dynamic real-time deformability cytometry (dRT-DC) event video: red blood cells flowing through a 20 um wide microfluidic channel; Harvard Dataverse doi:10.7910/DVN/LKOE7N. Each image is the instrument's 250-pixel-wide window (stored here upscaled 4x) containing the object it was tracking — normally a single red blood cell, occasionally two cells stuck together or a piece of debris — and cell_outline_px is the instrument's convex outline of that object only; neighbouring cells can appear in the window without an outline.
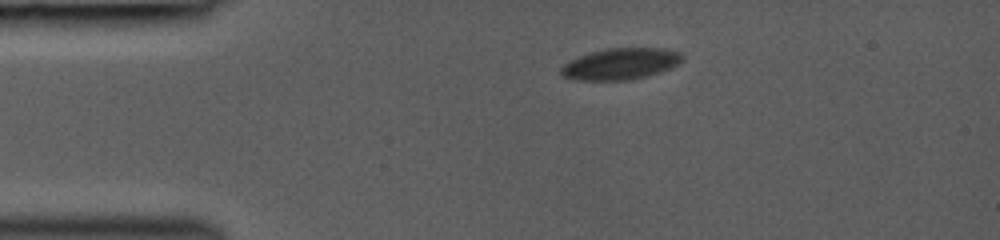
{"species": "common noctule bat (a hibernating species)", "species_latin": "Nyctalus noctula", "temperature_condition": "room temperature", "stored_images_in_passage": 8, "camera_frame_rate_fps": 3000, "um_per_image_px": 0.085, "animal": {"sex": "female", "body_mass_g": 19.0, "forearm_length_mm": 53.3}, "frame": {"image": 1, "passage_image": 1, "time_ms": 0.0, "image_size_px": [1000, 240], "cell_outline_px": [[684, 60], [680, 64], [648, 76], [628, 80], [572, 80], [564, 76], [560, 72], [560, 68], [564, 64], [580, 56], [592, 52], [608, 48], [664, 48], [680, 52], [684, 56]], "centroid_in_image_um": [52.79, 5.43], "position_along_channel_um": 32.2, "area_um2": 22.2}}
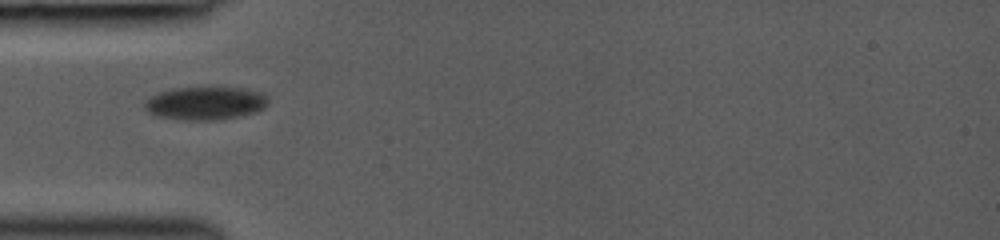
{"frame": {"image": 2, "passage_image": 4, "time_ms": 2.0, "image_size_px": [1000, 240], "cell_outline_px": [[268, 104], [264, 108], [256, 112], [240, 116], [216, 120], [184, 120], [152, 116], [144, 108], [144, 104], [152, 96], [160, 92], [172, 88], [212, 84], [244, 88], [260, 92], [268, 100]], "centroid_in_image_um": [17.45, 8.73], "position_along_channel_um": 67.5, "area_um2": 24.85}}
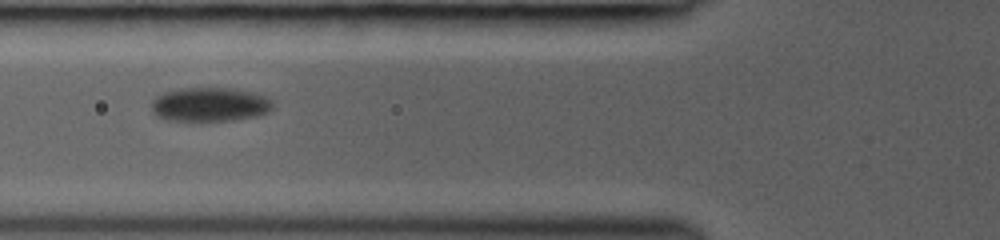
{"frame": {"image": 3, "passage_image": 6, "time_ms": 3.0, "image_size_px": [1000, 240], "cell_outline_px": [[272, 108], [268, 112], [256, 116], [236, 120], [168, 120], [156, 116], [152, 112], [152, 100], [156, 96], [164, 92], [180, 88], [228, 88], [256, 92], [272, 100]], "centroid_in_image_um": [17.83, 8.87], "position_along_channel_um": 108.0, "area_um2": 24.1}}